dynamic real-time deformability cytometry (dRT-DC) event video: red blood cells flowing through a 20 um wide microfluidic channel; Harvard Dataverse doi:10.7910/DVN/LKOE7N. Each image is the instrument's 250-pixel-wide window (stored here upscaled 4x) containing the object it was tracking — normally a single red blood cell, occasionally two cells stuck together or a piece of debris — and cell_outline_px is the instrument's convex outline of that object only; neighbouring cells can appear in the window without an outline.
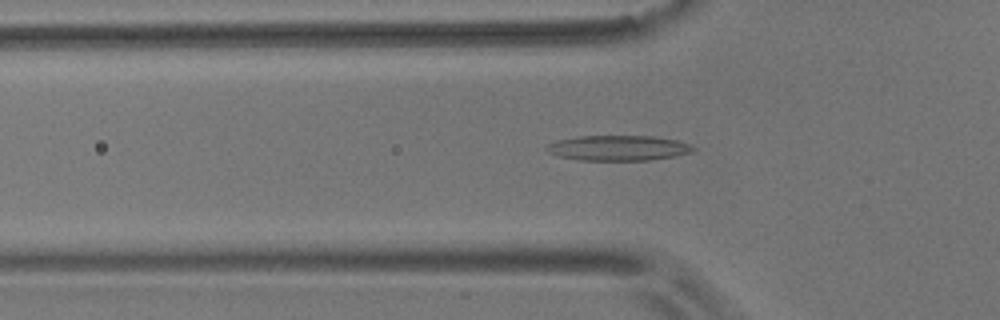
{"species": "common noctule bat (a hibernating species)", "species_latin": "Nyctalus noctula", "temperature_condition": "room temperature", "stored_images_in_passage": 50, "camera_frame_rate_fps": 3000, "um_per_image_px": 0.085, "animal": {"sex": "male", "body_mass_g": 17.9}, "frame": {"image": 1, "passage_image": 18, "time_ms": 5.667, "image_size_px": [1000, 320], "cell_outline_px": [[696, 148], [692, 152], [676, 156], [652, 160], [580, 160], [560, 156], [548, 152], [544, 148], [548, 144], [560, 140], [580, 136], [652, 136], [676, 140], [688, 144]], "centroid_in_image_um": [52.58, 12.58], "position_along_channel_um": 73.2, "area_um2": 21.39}}
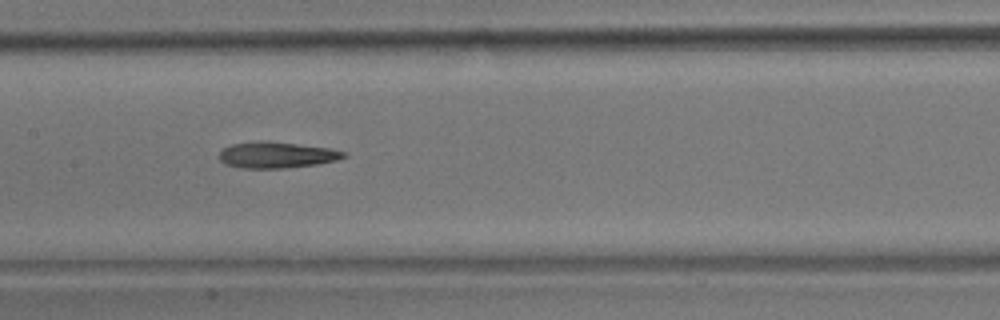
{"frame": {"image": 2, "passage_image": 27, "time_ms": 8.667, "image_size_px": [1000, 320], "cell_outline_px": [[348, 156], [336, 160], [316, 164], [284, 168], [240, 168], [224, 164], [220, 160], [220, 152], [224, 148], [232, 144], [260, 140], [268, 140], [332, 148], [344, 152]], "centroid_in_image_um": [23.51, 13.16], "position_along_channel_um": 183.9, "area_um2": 19.13}}
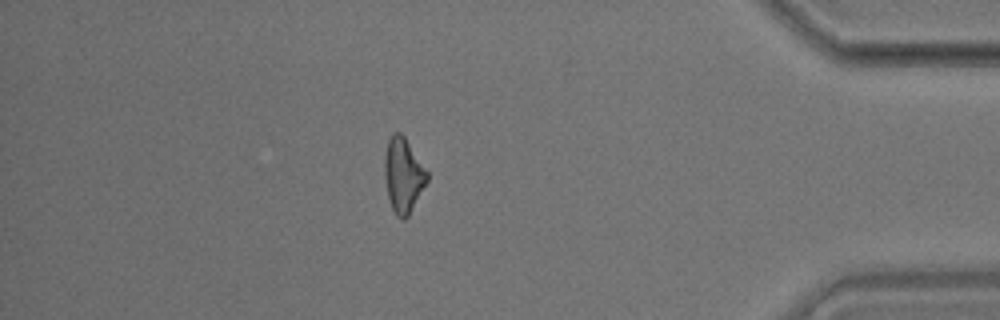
{"frame": {"image": 3, "passage_image": 48, "time_ms": 15.667, "image_size_px": [1000, 320], "cell_outline_px": [[428, 180], [408, 216], [404, 220], [400, 220], [396, 216], [392, 208], [388, 196], [384, 176], [384, 156], [388, 140], [392, 132], [400, 132], [404, 136], [428, 172]], "centroid_in_image_um": [34.26, 14.89], "position_along_channel_um": 400.9, "area_um2": 18.5}, "authors_computed_cell_mechanics": {"area_um2": 19.2185, "velocity_mm_per_s": 3.6578, "shape_relaxation_time_tau1_ms": 10.7883, "shape_relaxation_time_tau2_ms": null, "deformation_change_tau1": 0.2146, "deformation_change_tau2": null}}